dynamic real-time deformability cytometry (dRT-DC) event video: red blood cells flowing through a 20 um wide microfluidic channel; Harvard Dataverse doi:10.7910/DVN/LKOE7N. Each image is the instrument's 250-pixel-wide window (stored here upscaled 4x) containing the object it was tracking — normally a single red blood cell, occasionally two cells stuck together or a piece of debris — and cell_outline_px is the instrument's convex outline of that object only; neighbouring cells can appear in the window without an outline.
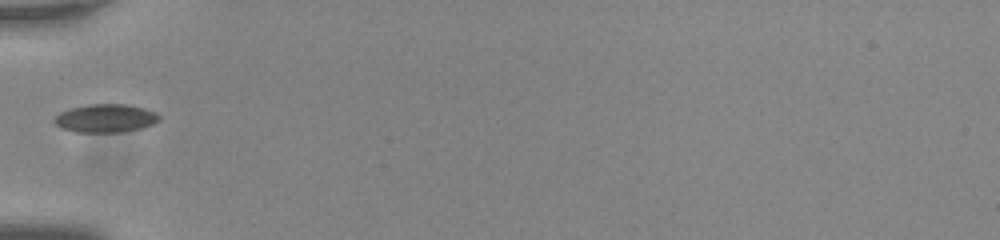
{"species": "common noctule bat (a hibernating species)", "species_latin": "Nyctalus noctula", "temperature_condition": "room temperature", "stored_images_in_passage": 37, "camera_frame_rate_fps": 3000, "um_per_image_px": 0.085, "animal": {"sex": "male", "body_mass_g": 20.0, "forearm_length_mm": 53.3}, "frame": {"image": 1, "passage_image": 1, "time_ms": 0.0, "image_size_px": [1000, 240], "cell_outline_px": [[160, 120], [152, 124], [140, 128], [120, 132], [76, 132], [60, 128], [52, 120], [60, 112], [68, 108], [88, 104], [124, 104], [144, 108], [156, 112], [160, 116]], "centroid_in_image_um": [8.94, 10.04], "position_along_channel_um": 76.1, "area_um2": 17.34}}
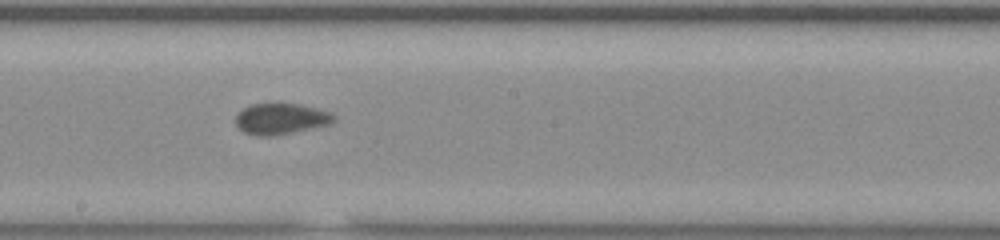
{"frame": {"image": 2, "passage_image": 13, "time_ms": 4.0, "image_size_px": [1000, 240], "cell_outline_px": [[336, 120], [332, 124], [272, 136], [256, 136], [244, 132], [236, 124], [236, 112], [248, 104], [280, 100], [300, 104], [332, 112], [336, 116]], "centroid_in_image_um": [23.87, 10.04], "position_along_channel_um": 224.3, "area_um2": 18.67}}
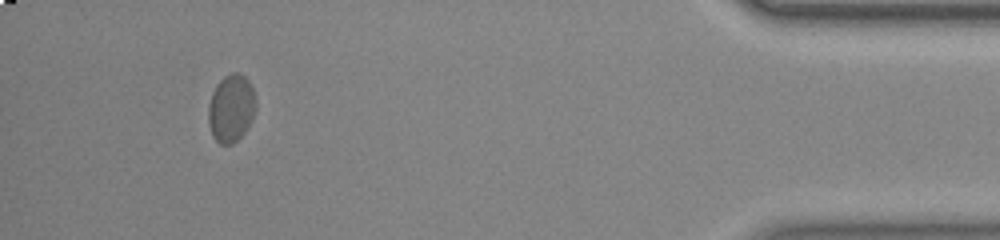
{"frame": {"image": 3, "passage_image": 33, "time_ms": 10.667, "image_size_px": [1000, 240], "cell_outline_px": [[256, 108], [252, 120], [248, 128], [232, 144], [220, 144], [212, 136], [208, 120], [208, 104], [212, 92], [216, 84], [224, 76], [232, 72], [236, 72], [244, 76], [248, 80], [256, 96]], "centroid_in_image_um": [19.65, 9.19], "position_along_channel_um": 415.6, "area_um2": 18.9}, "authors_computed_cell_mechanics": {"area_um2": 18.0914, "velocity_mm_per_s": 3.7097, "shape_relaxation_time_tau1_ms": 7.8496, "shape_relaxation_time_tau2_ms": null, "deformation_change_tau1": 0.1275, "deformation_change_tau2": null}}